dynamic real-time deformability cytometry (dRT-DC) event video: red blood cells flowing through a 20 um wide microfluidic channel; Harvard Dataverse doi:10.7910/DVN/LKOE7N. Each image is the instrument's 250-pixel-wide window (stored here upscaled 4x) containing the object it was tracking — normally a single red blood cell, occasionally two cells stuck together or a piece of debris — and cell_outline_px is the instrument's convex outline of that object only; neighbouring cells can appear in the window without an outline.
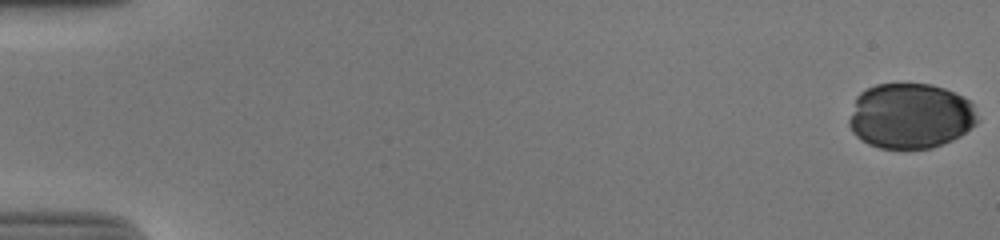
{"species": "human", "species_latin": "Homo sapiens", "temperature_condition": "cold", "stored_images_in_passage": 46, "camera_frame_rate_fps": 3000, "um_per_image_px": 0.085, "donor": {"sex": "male"}, "frame": {"image": 1, "passage_image": 1, "time_ms": 0.0, "image_size_px": [1000, 240], "cell_outline_px": [[976, 120], [964, 132], [940, 144], [928, 148], [880, 148], [864, 140], [852, 128], [852, 116], [856, 100], [860, 92], [876, 84], [928, 84], [944, 88], [968, 100]], "centroid_in_image_um": [77.37, 9.83], "position_along_channel_um": 7.6, "area_um2": 46.88}}
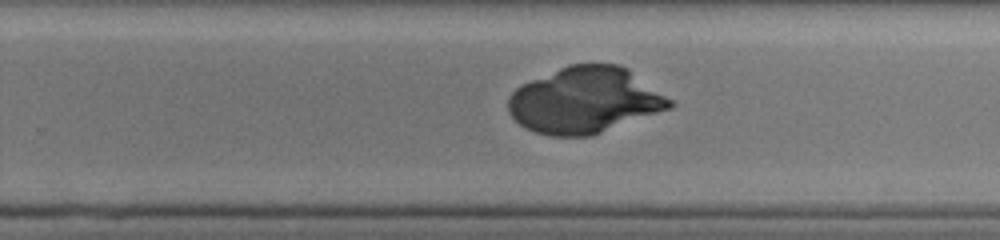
{"frame": {"image": 2, "passage_image": 36, "time_ms": 11.667, "image_size_px": [1000, 240], "cell_outline_px": [[676, 104], [668, 108], [592, 136], [552, 136], [536, 132], [520, 124], [508, 112], [508, 100], [512, 92], [516, 88], [532, 80], [560, 68], [572, 64], [616, 64], [624, 68], [672, 100]], "centroid_in_image_um": [49.67, 8.54], "position_along_channel_um": 280.1, "area_um2": 60.92}}
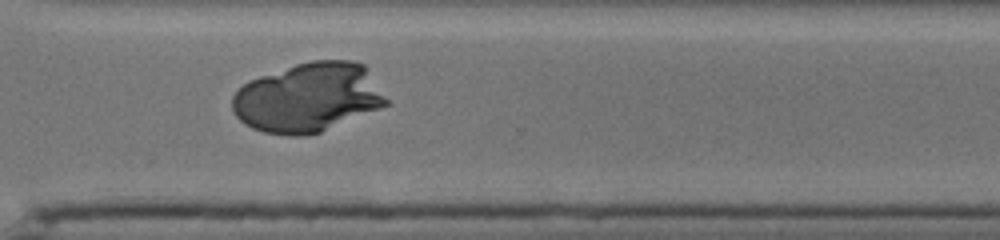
{"frame": {"image": 3, "passage_image": 41, "time_ms": 13.333, "image_size_px": [1000, 240], "cell_outline_px": [[388, 104], [320, 132], [300, 136], [264, 132], [252, 128], [244, 124], [236, 116], [232, 108], [232, 96], [244, 84], [252, 80], [296, 64], [312, 60], [348, 60], [364, 64], [388, 100]], "centroid_in_image_um": [26.18, 8.29], "position_along_channel_um": 344.4, "area_um2": 61.33}}